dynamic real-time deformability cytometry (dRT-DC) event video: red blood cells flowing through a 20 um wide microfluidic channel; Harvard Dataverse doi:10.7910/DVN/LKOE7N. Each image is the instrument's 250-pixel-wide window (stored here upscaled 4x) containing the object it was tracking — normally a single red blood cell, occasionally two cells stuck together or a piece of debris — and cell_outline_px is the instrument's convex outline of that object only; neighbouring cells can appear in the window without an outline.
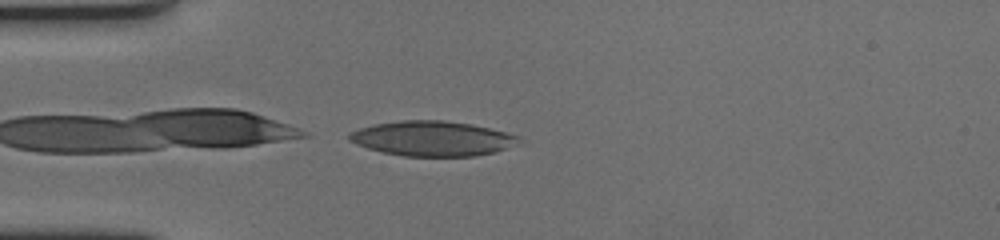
{"species": "human", "species_latin": "Homo sapiens", "temperature_condition": "cold", "stored_images_in_passage": 15, "camera_frame_rate_fps": 3000, "um_per_image_px": 0.085, "donor": {"sex": "female"}, "frame": {"image": 1, "passage_image": 15, "time_ms": 4.667, "image_size_px": [1000, 240], "cell_outline_px": [[520, 144], [496, 152], [476, 156], [404, 156], [384, 152], [368, 148], [356, 144], [348, 140], [348, 132], [372, 124], [400, 120], [444, 120], [472, 124], [520, 136]], "centroid_in_image_um": [36.75, 11.77], "position_along_channel_um": 48.2, "area_um2": 34.74}}